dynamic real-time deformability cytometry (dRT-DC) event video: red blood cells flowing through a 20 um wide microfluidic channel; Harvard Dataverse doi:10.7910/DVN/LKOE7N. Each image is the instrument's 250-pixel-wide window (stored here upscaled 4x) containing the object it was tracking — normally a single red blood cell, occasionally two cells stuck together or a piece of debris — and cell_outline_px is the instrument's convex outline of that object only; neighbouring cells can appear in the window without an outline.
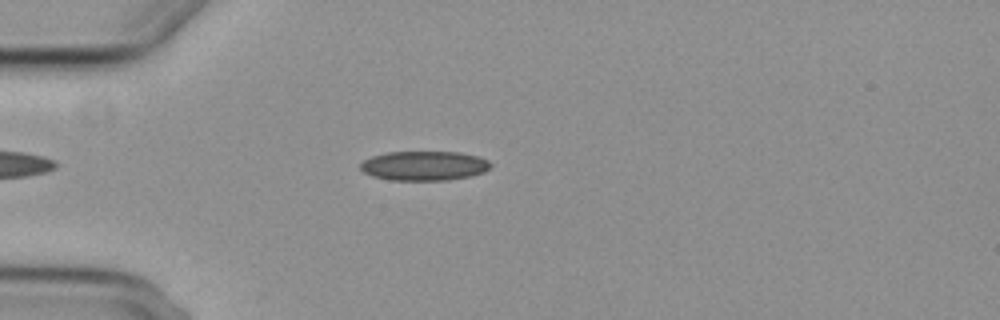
{"species": "common noctule bat (a hibernating species)", "species_latin": "Nyctalus noctula", "temperature_condition": "cold", "stored_images_in_passage": 2, "camera_frame_rate_fps": 3000, "um_per_image_px": 0.085, "animal": {"sex": "female", "body_mass_g": 29.2, "forearm_length_mm": 56.3}, "frame": {"image": 1, "passage_image": 1, "time_ms": 0.0, "image_size_px": [1000, 320], "cell_outline_px": [[492, 164], [484, 172], [472, 176], [448, 180], [392, 180], [372, 176], [364, 172], [360, 168], [360, 164], [364, 160], [372, 156], [388, 152], [460, 152], [480, 156], [488, 160]], "centroid_in_image_um": [36.08, 14.09], "position_along_channel_um": 48.9, "area_um2": 22.43}}